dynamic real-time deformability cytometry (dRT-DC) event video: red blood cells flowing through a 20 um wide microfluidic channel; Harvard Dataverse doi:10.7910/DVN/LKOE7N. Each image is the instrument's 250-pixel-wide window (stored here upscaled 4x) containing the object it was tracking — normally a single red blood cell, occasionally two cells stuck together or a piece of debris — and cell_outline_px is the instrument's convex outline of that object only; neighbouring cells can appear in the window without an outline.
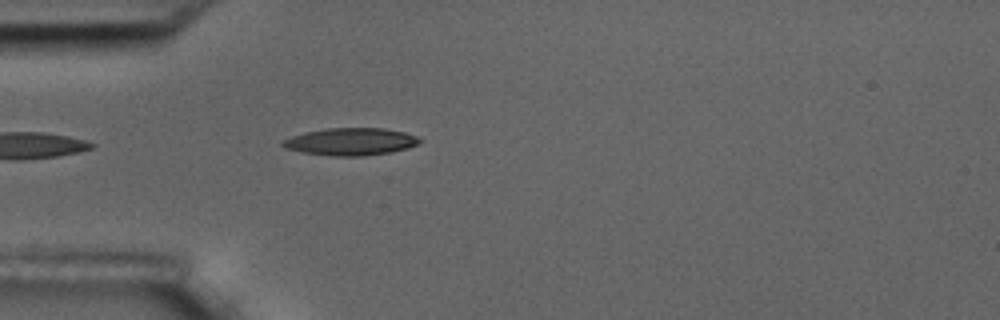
{"species": "common noctule bat (a hibernating species)", "species_latin": "Nyctalus noctula", "temperature_condition": "room temperature", "stored_images_in_passage": 1, "camera_frame_rate_fps": 3000, "um_per_image_px": 0.085, "animal": {"sex": "male", "body_mass_g": 17.5, "forearm_length_mm": 52.3}, "frame": {"image": 1, "passage_image": 1, "time_ms": 0.0, "image_size_px": [1000, 320], "cell_outline_px": [[424, 140], [408, 148], [392, 152], [364, 156], [332, 156], [304, 152], [284, 148], [280, 144], [280, 140], [304, 132], [328, 128], [384, 128], [404, 132], [416, 136]], "centroid_in_image_um": [29.79, 12.04], "position_along_channel_um": 55.2, "area_um2": 21.96}}